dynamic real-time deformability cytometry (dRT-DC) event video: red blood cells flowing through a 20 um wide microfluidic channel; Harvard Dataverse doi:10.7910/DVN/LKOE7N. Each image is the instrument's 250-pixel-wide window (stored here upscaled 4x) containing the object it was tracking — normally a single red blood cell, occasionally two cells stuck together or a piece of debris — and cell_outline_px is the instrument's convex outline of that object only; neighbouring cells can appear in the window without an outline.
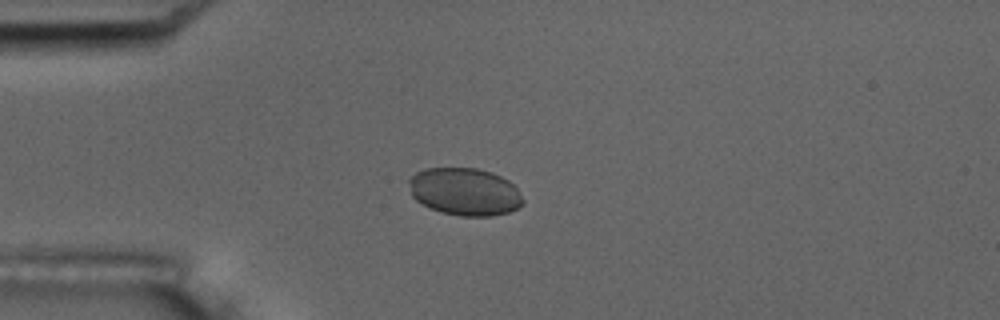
{"species": "common noctule bat (a hibernating species)", "species_latin": "Nyctalus noctula", "temperature_condition": "room temperature", "stored_images_in_passage": 6, "camera_frame_rate_fps": 3000, "um_per_image_px": 0.085, "animal": {"sex": "male", "body_mass_g": 17.5, "forearm_length_mm": 52.3}, "frame": {"image": 1, "passage_image": 1, "time_ms": 0.0, "image_size_px": [1000, 320], "cell_outline_px": [[524, 204], [508, 212], [492, 216], [460, 216], [440, 212], [416, 200], [412, 196], [408, 184], [408, 180], [416, 172], [424, 168], [476, 168], [492, 172], [508, 180], [516, 188], [524, 200]], "centroid_in_image_um": [39.5, 16.29], "position_along_channel_um": 45.5, "area_um2": 31.62}}